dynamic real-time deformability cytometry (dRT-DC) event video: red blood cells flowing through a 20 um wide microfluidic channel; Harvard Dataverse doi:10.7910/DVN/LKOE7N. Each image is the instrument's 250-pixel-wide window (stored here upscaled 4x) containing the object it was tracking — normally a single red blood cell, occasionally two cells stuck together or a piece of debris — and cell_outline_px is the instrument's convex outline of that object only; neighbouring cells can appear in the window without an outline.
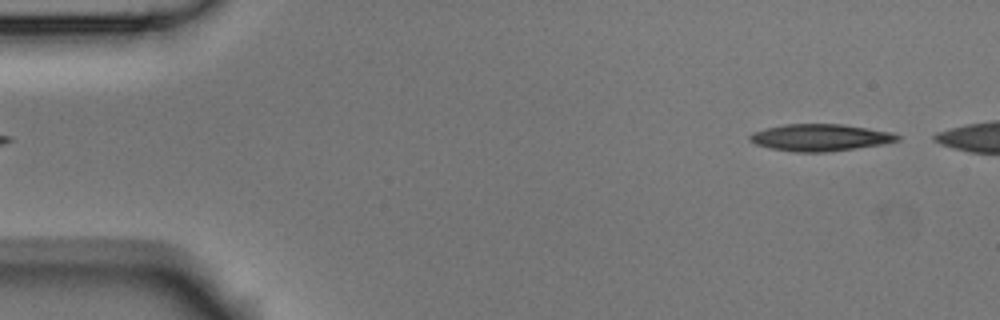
{"species": "Egyptian fruit bat (a non-hibernating species)", "species_latin": "Rousettus aegyptiacus", "temperature_condition": "room temperature", "stored_images_in_passage": 5, "segment_of_instrument_passage": [2, 2], "camera_frame_rate_fps": 3000, "um_per_image_px": 0.085, "animal": {"sex": "male"}, "frame": {"image": 1, "passage_image": 5, "time_ms": 1.333, "image_size_px": [1000, 320], "cell_outline_px": [[900, 140], [884, 144], [828, 152], [792, 152], [772, 148], [756, 144], [748, 140], [748, 136], [752, 132], [784, 124], [844, 124], [892, 132], [900, 136]], "centroid_in_image_um": [69.73, 11.69], "position_along_channel_um": 15.3, "area_um2": 23.24}}